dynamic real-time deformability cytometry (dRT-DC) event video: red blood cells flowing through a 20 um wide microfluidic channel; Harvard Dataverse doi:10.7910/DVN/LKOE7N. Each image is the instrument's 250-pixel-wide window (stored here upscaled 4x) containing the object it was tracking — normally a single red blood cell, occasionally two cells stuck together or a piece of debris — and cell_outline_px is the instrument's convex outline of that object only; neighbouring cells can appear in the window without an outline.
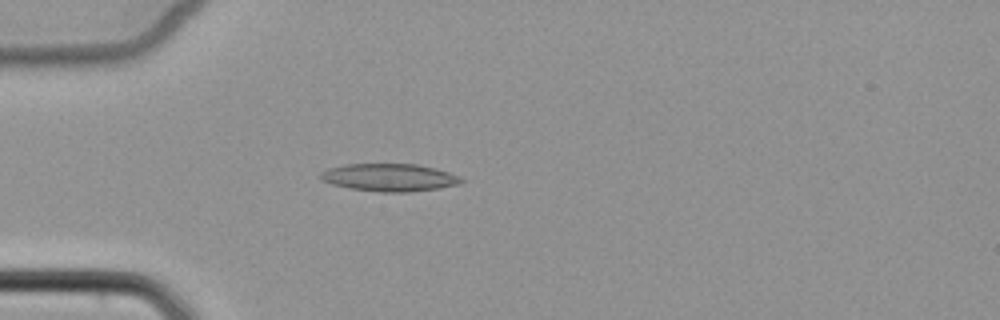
{"species": "common noctule bat (a hibernating species)", "species_latin": "Nyctalus noctula", "temperature_condition": "cold", "stored_images_in_passage": 4, "camera_frame_rate_fps": 3000, "um_per_image_px": 0.085, "animal": {"sex": "female", "body_mass_g": 22.7, "forearm_length_mm": 54.2}, "frame": {"image": 1, "passage_image": 4, "time_ms": 3.667, "image_size_px": [1000, 320], "cell_outline_px": [[464, 180], [460, 184], [440, 188], [408, 192], [380, 192], [348, 188], [332, 184], [320, 180], [320, 172], [328, 168], [344, 164], [416, 164], [448, 172]], "centroid_in_image_um": [33.04, 15.09], "position_along_channel_um": 52.0, "area_um2": 22.6}}